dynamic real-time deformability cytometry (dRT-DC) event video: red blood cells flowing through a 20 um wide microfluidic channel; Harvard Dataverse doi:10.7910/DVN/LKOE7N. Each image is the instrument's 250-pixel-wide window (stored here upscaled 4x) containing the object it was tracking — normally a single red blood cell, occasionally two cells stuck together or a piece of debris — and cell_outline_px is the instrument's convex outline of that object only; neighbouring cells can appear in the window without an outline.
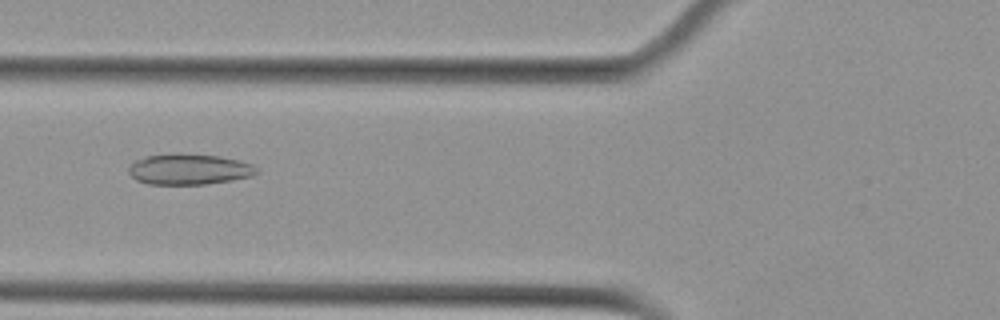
{"species": "Egyptian fruit bat (a non-hibernating species)", "species_latin": "Rousettus aegyptiacus", "temperature_condition": "cold", "stored_images_in_passage": 6, "camera_frame_rate_fps": 3000, "um_per_image_px": 0.085, "animal": {"sex": "female"}, "frame": {"image": 1, "passage_image": 6, "time_ms": 1.667, "image_size_px": [1000, 320], "cell_outline_px": [[260, 172], [252, 176], [232, 180], [204, 184], [148, 184], [136, 180], [128, 172], [128, 168], [136, 160], [144, 156], [180, 152], [220, 156], [240, 160], [252, 164]], "centroid_in_image_um": [16.08, 14.37], "position_along_channel_um": 109.7, "area_um2": 23.24}}